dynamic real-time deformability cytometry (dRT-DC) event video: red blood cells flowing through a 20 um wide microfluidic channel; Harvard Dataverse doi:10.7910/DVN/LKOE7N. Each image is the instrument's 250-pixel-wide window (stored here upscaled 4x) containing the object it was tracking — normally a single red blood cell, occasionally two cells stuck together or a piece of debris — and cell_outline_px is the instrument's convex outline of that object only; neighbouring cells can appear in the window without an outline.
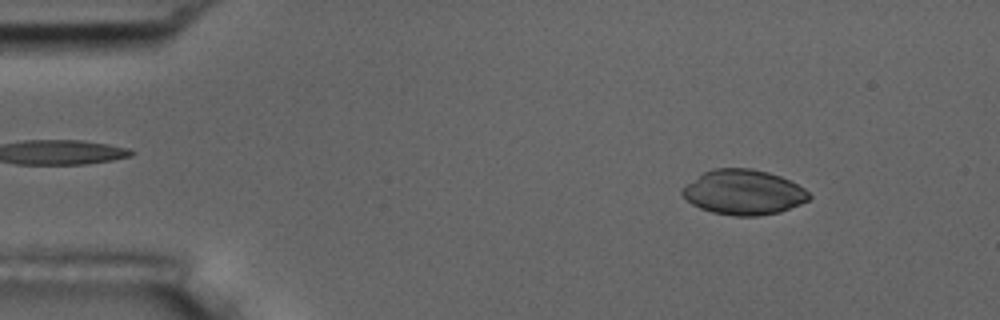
{"species": "common noctule bat (a hibernating species)", "species_latin": "Nyctalus noctula", "temperature_condition": "room temperature", "stored_images_in_passage": 54, "camera_frame_rate_fps": 3000, "um_per_image_px": 0.085, "animal": {"sex": "male", "body_mass_g": 17.5, "forearm_length_mm": 52.3}, "frame": {"image": 1, "passage_image": 6, "time_ms": 1.667, "image_size_px": [1000, 320], "cell_outline_px": [[812, 196], [808, 200], [800, 204], [780, 212], [756, 216], [736, 216], [712, 212], [700, 208], [692, 204], [680, 192], [680, 188], [684, 184], [704, 172], [712, 168], [752, 168], [768, 172], [780, 176], [804, 188]], "centroid_in_image_um": [63.17, 16.33], "position_along_channel_um": 21.8, "area_um2": 33.29}}